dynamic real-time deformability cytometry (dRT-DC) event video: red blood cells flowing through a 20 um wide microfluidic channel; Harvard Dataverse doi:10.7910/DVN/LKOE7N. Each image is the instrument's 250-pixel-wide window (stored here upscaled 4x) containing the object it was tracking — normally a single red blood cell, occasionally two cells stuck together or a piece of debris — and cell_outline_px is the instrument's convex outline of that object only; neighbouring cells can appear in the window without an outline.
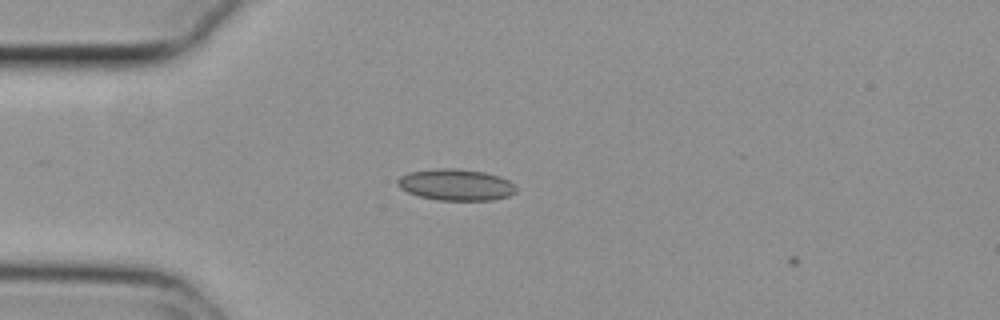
{"species": "common noctule bat (a hibernating species)", "species_latin": "Nyctalus noctula", "temperature_condition": "cold", "stored_images_in_passage": 2, "camera_frame_rate_fps": 3000, "um_per_image_px": 0.085, "animal": {"sex": "female", "body_mass_g": 29.2, "forearm_length_mm": 56.3}, "frame": {"image": 1, "passage_image": 1, "time_ms": 0.0, "image_size_px": [1000, 320], "cell_outline_px": [[516, 192], [508, 196], [492, 200], [436, 200], [420, 196], [408, 192], [400, 188], [396, 184], [396, 180], [400, 176], [408, 172], [440, 168], [456, 168], [484, 172], [500, 176], [508, 180], [516, 188]], "centroid_in_image_um": [38.73, 15.7], "position_along_channel_um": 46.3, "area_um2": 21.73}}